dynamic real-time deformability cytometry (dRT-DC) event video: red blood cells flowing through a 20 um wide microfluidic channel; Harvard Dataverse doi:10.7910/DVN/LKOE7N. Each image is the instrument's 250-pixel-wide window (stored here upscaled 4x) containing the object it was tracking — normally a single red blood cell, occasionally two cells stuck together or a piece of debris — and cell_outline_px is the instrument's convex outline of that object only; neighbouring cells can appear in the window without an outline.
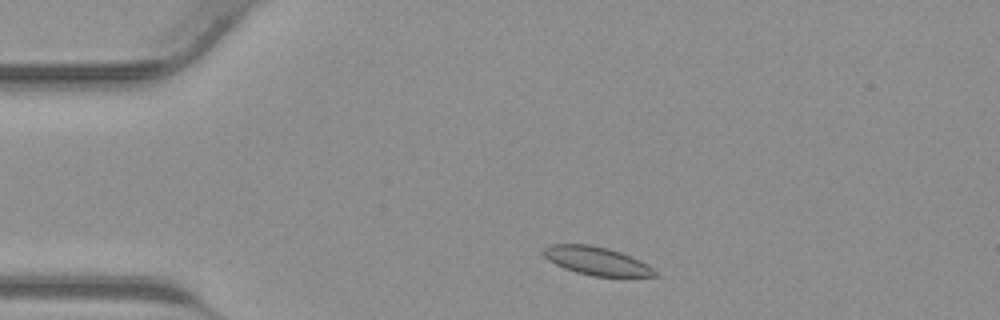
{"species": "common noctule bat (a hibernating species)", "species_latin": "Nyctalus noctula", "temperature_condition": "warm", "stored_images_in_passage": 37, "camera_frame_rate_fps": 3000, "um_per_image_px": 0.085, "animal": {"sex": "male", "body_mass_g": 23.1, "forearm_length_mm": 52.7}, "frame": {"image": 1, "passage_image": 3, "time_ms": 0.667, "image_size_px": [1000, 320], "cell_outline_px": [[660, 276], [592, 276], [576, 272], [564, 268], [548, 260], [540, 252], [548, 244], [588, 244], [608, 248], [620, 252], [640, 260], [652, 268]], "centroid_in_image_um": [50.66, 22.16], "position_along_channel_um": 34.3, "area_um2": 18.32}}
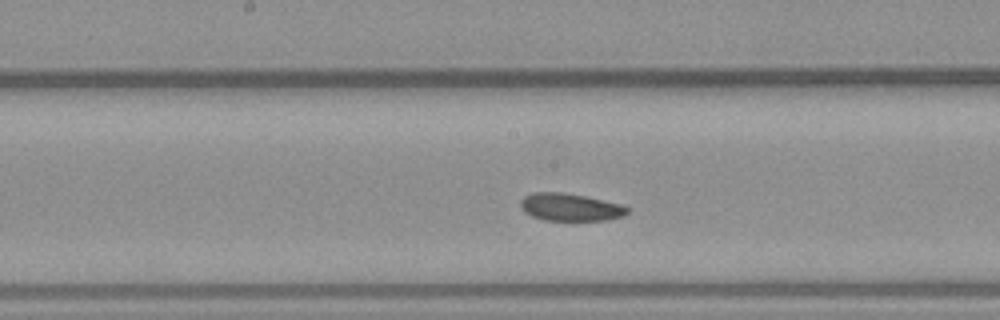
{"frame": {"image": 2, "passage_image": 16, "time_ms": 5.0, "image_size_px": [1000, 320], "cell_outline_px": [[628, 212], [624, 216], [608, 220], [544, 220], [532, 216], [524, 212], [520, 208], [520, 200], [524, 196], [532, 192], [564, 192], [584, 196], [620, 204], [628, 208]], "centroid_in_image_um": [48.43, 17.61], "position_along_channel_um": 199.8, "area_um2": 17.17}}
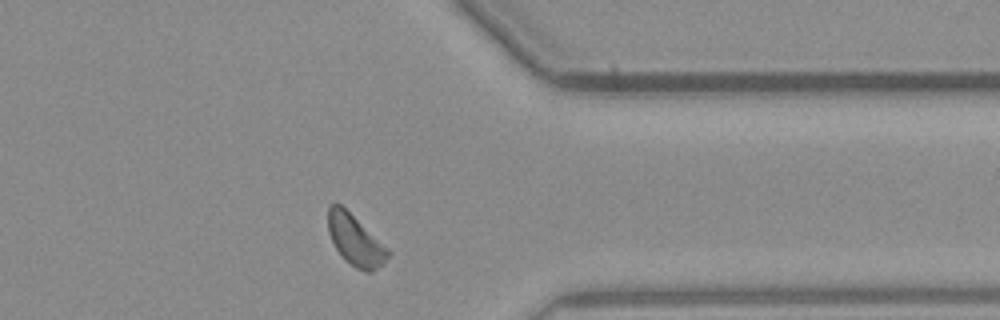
{"frame": {"image": 3, "passage_image": 28, "time_ms": 9.0, "image_size_px": [1000, 320], "cell_outline_px": [[392, 252], [384, 264], [372, 272], [368, 272], [356, 268], [344, 260], [336, 248], [328, 232], [328, 204], [340, 204], [388, 248]], "centroid_in_image_um": [30.21, 20.45], "position_along_channel_um": 381.2, "area_um2": 17.57}}